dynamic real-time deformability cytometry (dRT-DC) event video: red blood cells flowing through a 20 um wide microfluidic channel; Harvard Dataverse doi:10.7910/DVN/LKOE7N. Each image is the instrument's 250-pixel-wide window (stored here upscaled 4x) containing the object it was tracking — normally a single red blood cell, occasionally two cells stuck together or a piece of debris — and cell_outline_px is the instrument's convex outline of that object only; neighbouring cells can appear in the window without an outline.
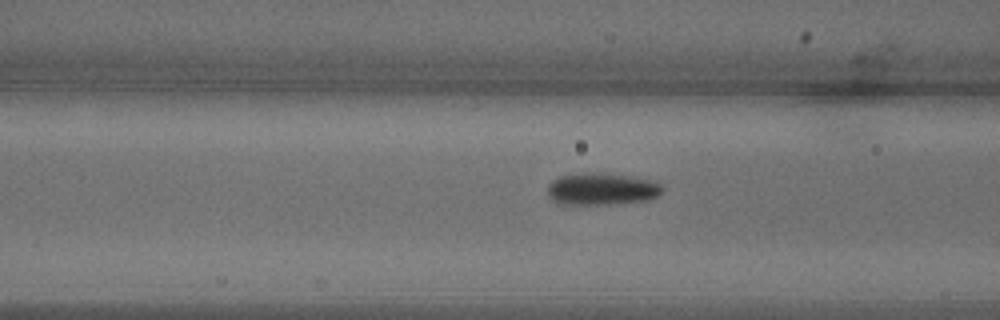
{"species": "common noctule bat (a hibernating species)", "species_latin": "Nyctalus noctula", "temperature_condition": "warm", "stored_images_in_passage": 5, "camera_frame_rate_fps": 3000, "um_per_image_px": 0.085, "animal": {"sex": "male", "body_mass_g": 18.8}, "frame": {"image": 1, "passage_image": 5, "time_ms": 1.333, "image_size_px": [1000, 320], "cell_outline_px": [[664, 188], [656, 196], [648, 200], [608, 204], [560, 204], [552, 200], [548, 196], [548, 184], [552, 180], [560, 176], [588, 172], [624, 176], [652, 180], [660, 184]], "centroid_in_image_um": [51.1, 16.07], "position_along_channel_um": 115.5, "area_um2": 21.15}}